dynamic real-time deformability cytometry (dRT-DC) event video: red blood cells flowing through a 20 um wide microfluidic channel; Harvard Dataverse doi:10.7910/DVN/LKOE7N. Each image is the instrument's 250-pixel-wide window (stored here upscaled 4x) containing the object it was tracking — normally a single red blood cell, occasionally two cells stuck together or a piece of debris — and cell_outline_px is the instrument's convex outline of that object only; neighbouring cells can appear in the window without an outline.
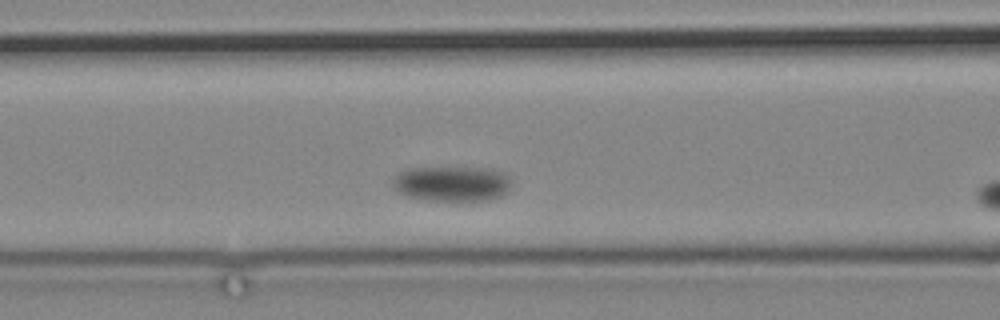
{"species": "common noctule bat (a hibernating species)", "species_latin": "Nyctalus noctula", "temperature_condition": "cold", "stored_images_in_passage": 4, "segment_of_instrument_passage": [1, 2], "camera_frame_rate_fps": 3000, "um_per_image_px": 0.085, "animal": {"sex": "male", "body_mass_g": 19.2, "forearm_length_mm": 51.8}, "frame": {"image": 1, "passage_image": 3, "time_ms": 2.333, "image_size_px": [1000, 320], "cell_outline_px": [[512, 184], [508, 192], [500, 196], [488, 200], [456, 204], [428, 200], [404, 196], [396, 192], [392, 184], [392, 180], [400, 172], [412, 168], [492, 168], [504, 172], [508, 176]], "centroid_in_image_um": [38.45, 15.67], "position_along_channel_um": 128.2, "area_um2": 25.37}}